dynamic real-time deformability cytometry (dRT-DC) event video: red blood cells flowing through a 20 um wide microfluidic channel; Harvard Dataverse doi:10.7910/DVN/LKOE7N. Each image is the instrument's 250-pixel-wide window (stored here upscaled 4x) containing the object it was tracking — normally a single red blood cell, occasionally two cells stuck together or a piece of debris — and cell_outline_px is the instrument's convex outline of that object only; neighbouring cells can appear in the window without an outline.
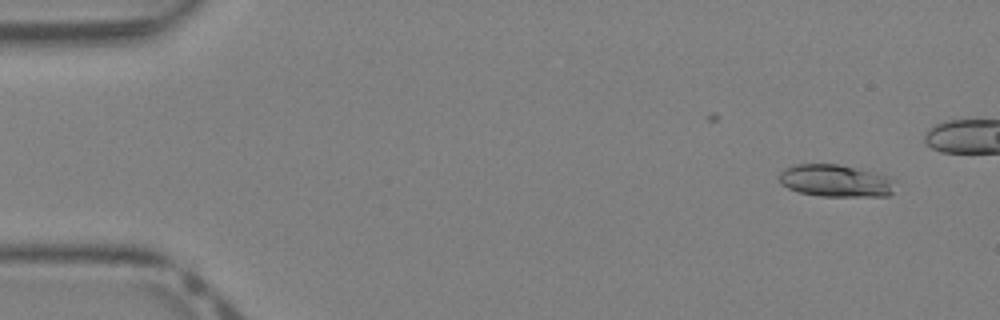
{"species": "Egyptian fruit bat (a non-hibernating species)", "species_latin": "Rousettus aegyptiacus", "temperature_condition": "warm", "stored_images_in_passage": 6, "camera_frame_rate_fps": 3000, "um_per_image_px": 0.085, "animal": {"sex": "female"}, "frame": {"image": 1, "passage_image": 3, "time_ms": 0.667, "image_size_px": [1000, 320], "cell_outline_px": [[900, 180], [892, 192], [888, 196], [820, 196], [800, 192], [788, 188], [780, 184], [780, 172], [784, 168], [796, 164], [836, 164], [856, 168], [888, 176]], "centroid_in_image_um": [71.08, 15.37], "position_along_channel_um": 13.9, "area_um2": 22.02}}